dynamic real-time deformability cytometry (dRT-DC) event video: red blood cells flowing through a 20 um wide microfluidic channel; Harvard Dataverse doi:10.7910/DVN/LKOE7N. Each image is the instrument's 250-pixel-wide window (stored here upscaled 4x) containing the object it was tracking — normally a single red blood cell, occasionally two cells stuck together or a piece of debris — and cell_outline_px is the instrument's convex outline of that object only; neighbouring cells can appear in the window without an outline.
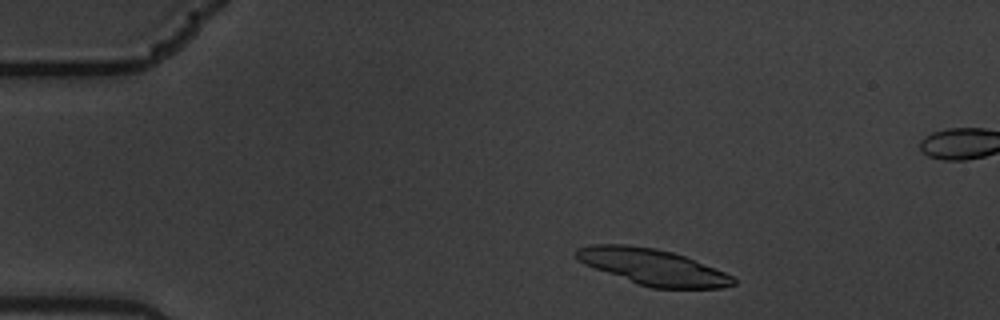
{"species": "common noctule bat (a hibernating species)", "species_latin": "Nyctalus noctula", "temperature_condition": "warm", "stored_images_in_passage": 5, "camera_frame_rate_fps": 3000, "um_per_image_px": 0.085, "animal": {"sex": "male", "body_mass_g": 19.5, "forearm_length_mm": 54.6}, "frame": {"image": 1, "passage_image": 2, "time_ms": 0.333, "image_size_px": [1000, 320], "cell_outline_px": [[736, 284], [724, 288], [652, 288], [640, 284], [584, 264], [576, 256], [576, 248], [588, 244], [624, 244], [656, 248], [672, 252], [684, 256], [724, 272], [732, 276], [736, 280]], "centroid_in_image_um": [55.49, 22.68], "position_along_channel_um": 29.5, "area_um2": 32.54}}